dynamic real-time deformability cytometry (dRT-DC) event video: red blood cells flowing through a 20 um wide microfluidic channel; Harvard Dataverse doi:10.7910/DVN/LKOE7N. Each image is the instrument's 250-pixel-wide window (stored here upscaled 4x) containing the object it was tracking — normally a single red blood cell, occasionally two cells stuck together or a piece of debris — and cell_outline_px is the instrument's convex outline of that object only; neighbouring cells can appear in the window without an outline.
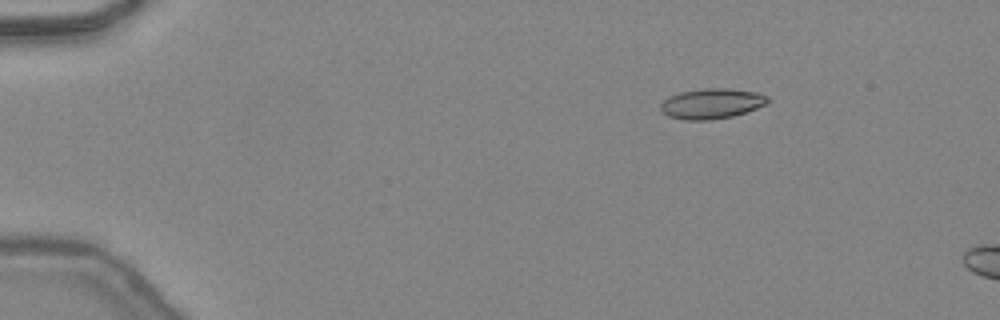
{"species": "common noctule bat (a hibernating species)", "species_latin": "Nyctalus noctula", "temperature_condition": "warm", "stored_images_in_passage": 5, "camera_frame_rate_fps": 3000, "um_per_image_px": 0.085, "animal": {"sex": "female", "body_mass_g": 24.6, "forearm_length_mm": 56.2}, "frame": {"image": 1, "passage_image": 1, "time_ms": 0.0, "image_size_px": [1000, 320], "cell_outline_px": [[772, 100], [768, 104], [732, 116], [708, 120], [684, 120], [668, 116], [660, 108], [660, 104], [668, 96], [680, 92], [704, 88], [728, 88], [756, 92], [768, 96]], "centroid_in_image_um": [60.51, 8.79], "position_along_channel_um": 24.5, "area_um2": 18.96}}